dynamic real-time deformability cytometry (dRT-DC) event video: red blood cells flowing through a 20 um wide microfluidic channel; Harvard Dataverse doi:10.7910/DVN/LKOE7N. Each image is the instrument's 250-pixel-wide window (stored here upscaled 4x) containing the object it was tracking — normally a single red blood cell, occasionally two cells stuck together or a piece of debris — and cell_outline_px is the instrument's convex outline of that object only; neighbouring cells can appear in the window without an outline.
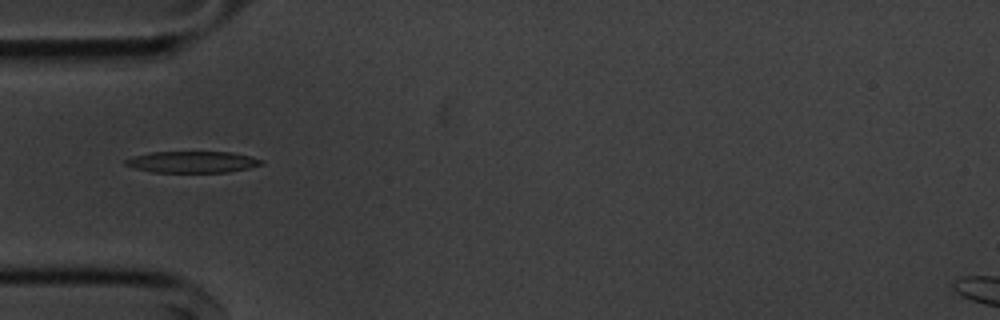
{"species": "common noctule bat (a hibernating species)", "species_latin": "Nyctalus noctula", "temperature_condition": "cold", "stored_images_in_passage": 39, "camera_frame_rate_fps": 3000, "um_per_image_px": 0.085, "animal": {"sex": "male", "body_mass_g": 20.1, "forearm_length_mm": 53.5}, "frame": {"image": 1, "passage_image": 1, "time_ms": 0.0, "image_size_px": [1000, 320], "cell_outline_px": [[264, 164], [248, 168], [228, 172], [152, 172], [136, 168], [124, 164], [124, 160], [132, 156], [148, 152], [232, 152], [252, 156], [264, 160]], "centroid_in_image_um": [16.37, 13.76], "position_along_channel_um": 68.6, "area_um2": 17.11}}
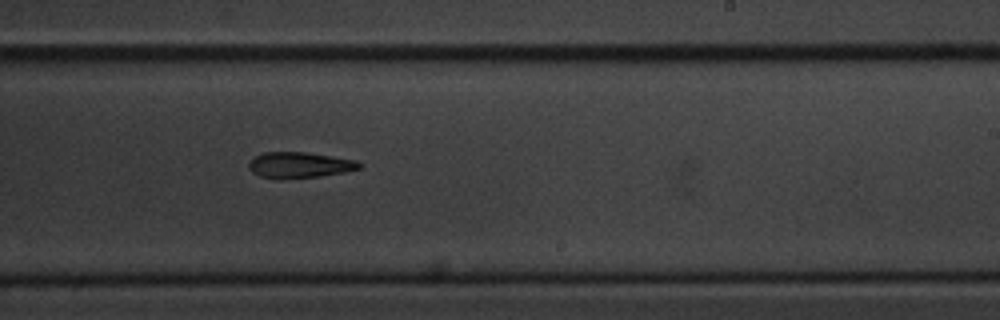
{"frame": {"image": 2, "passage_image": 17, "time_ms": 5.333, "image_size_px": [1000, 320], "cell_outline_px": [[364, 164], [360, 168], [344, 172], [320, 176], [260, 176], [252, 172], [248, 168], [248, 164], [256, 156], [264, 152], [304, 152], [356, 160]], "centroid_in_image_um": [25.51, 13.98], "position_along_channel_um": 263.5, "area_um2": 15.84}}
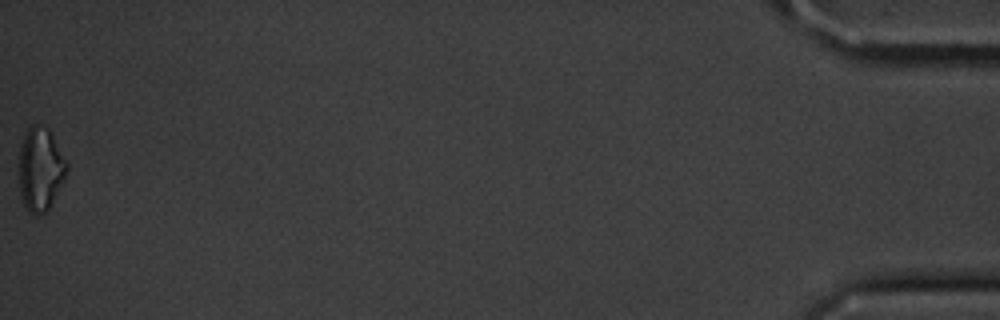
{"frame": {"image": 3, "passage_image": 39, "time_ms": 12.667, "image_size_px": [1000, 320], "cell_outline_px": [[68, 168], [48, 212], [40, 216], [36, 216], [28, 212], [24, 204], [20, 192], [16, 164], [20, 144], [28, 128], [32, 124], [36, 124], [48, 128], [68, 164]], "centroid_in_image_um": [3.38, 14.4], "position_along_channel_um": 431.8, "area_um2": 23.76}, "authors_computed_cell_mechanics": {"area_um2": 17.2822, "velocity_mm_per_s": 3.6452, "shape_relaxation_time_tau1_ms": 4.9002, "shape_relaxation_time_tau2_ms": null, "deformation_change_tau1": 0.1634, "deformation_change_tau2": null}}